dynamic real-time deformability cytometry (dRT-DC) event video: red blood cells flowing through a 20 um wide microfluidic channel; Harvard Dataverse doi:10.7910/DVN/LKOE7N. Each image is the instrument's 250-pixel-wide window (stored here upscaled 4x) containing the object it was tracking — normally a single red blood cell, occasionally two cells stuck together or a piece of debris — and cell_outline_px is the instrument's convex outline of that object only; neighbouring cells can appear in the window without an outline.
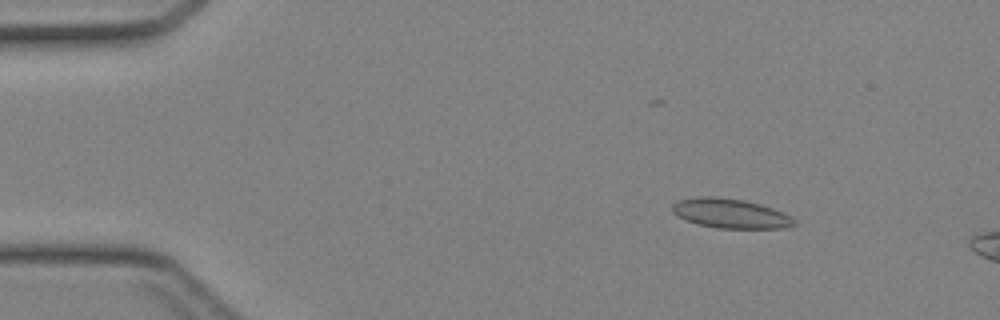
{"species": "Egyptian fruit bat (a non-hibernating species)", "species_latin": "Rousettus aegyptiacus", "temperature_condition": "cold", "stored_images_in_passage": 46, "camera_frame_rate_fps": 3000, "um_per_image_px": 0.085, "animal": {"sex": "female"}, "frame": {"image": 1, "passage_image": 7, "time_ms": 2.0, "image_size_px": [1000, 320], "cell_outline_px": [[796, 224], [784, 228], [720, 228], [700, 224], [688, 220], [672, 212], [672, 204], [676, 200], [696, 196], [716, 196], [744, 200], [760, 204], [772, 208], [796, 220]], "centroid_in_image_um": [62.06, 18.12], "position_along_channel_um": 22.9, "area_um2": 20.75}}
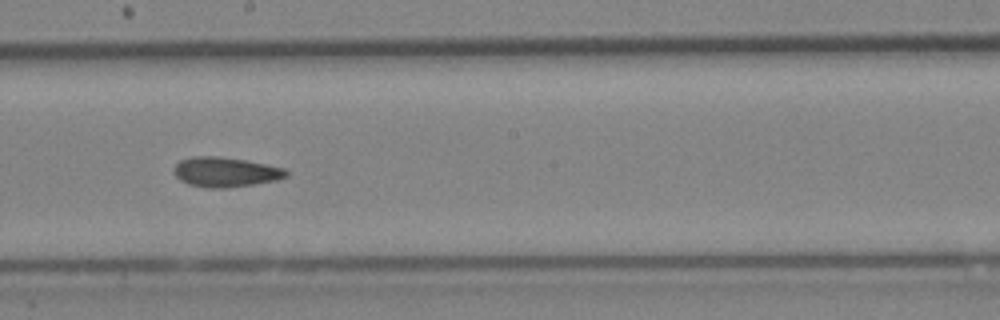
{"frame": {"image": 2, "passage_image": 26, "time_ms": 8.333, "image_size_px": [1000, 320], "cell_outline_px": [[288, 176], [276, 180], [252, 184], [224, 188], [208, 188], [188, 184], [180, 180], [176, 176], [176, 164], [180, 160], [192, 156], [216, 156], [244, 160], [284, 168], [288, 172]], "centroid_in_image_um": [19.16, 14.62], "position_along_channel_um": 229.0, "area_um2": 19.19}}
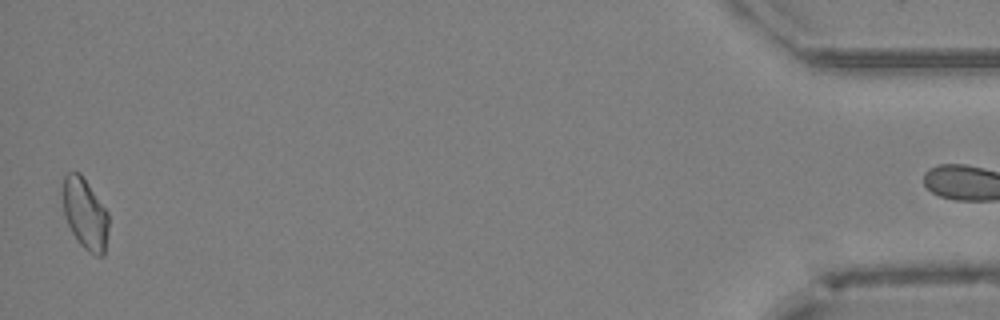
{"frame": {"image": 3, "passage_image": 45, "time_ms": 14.667, "image_size_px": [1000, 320], "cell_outline_px": [[108, 228], [104, 256], [96, 256], [88, 252], [80, 244], [72, 232], [68, 224], [64, 212], [60, 192], [64, 176], [68, 172], [80, 172], [108, 212]], "centroid_in_image_um": [7.2, 18.15], "position_along_channel_um": 428.0, "area_um2": 19.19}}